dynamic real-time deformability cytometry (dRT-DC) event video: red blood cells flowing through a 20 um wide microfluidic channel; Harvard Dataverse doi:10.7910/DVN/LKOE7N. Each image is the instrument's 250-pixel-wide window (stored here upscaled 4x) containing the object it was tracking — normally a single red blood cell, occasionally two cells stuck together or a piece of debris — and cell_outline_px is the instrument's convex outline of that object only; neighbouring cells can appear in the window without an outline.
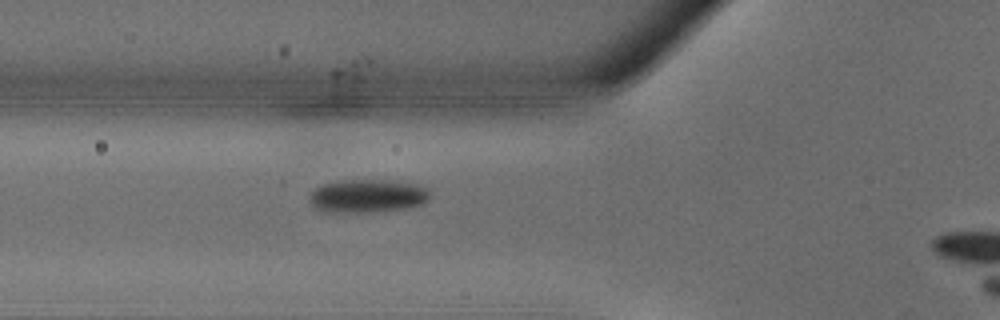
{"species": "common noctule bat (a hibernating species)", "species_latin": "Nyctalus noctula", "temperature_condition": "warm", "stored_images_in_passage": 27, "camera_frame_rate_fps": 3000, "um_per_image_px": 0.085, "animal": {"sex": "male", "body_mass_g": 18.8}, "frame": {"image": 1, "passage_image": 8, "time_ms": 2.333, "image_size_px": [1000, 320], "cell_outline_px": [[428, 200], [424, 204], [408, 208], [372, 212], [324, 212], [312, 208], [308, 200], [308, 196], [316, 188], [324, 184], [344, 180], [384, 180], [420, 184], [428, 188]], "centroid_in_image_um": [31.22, 16.67], "position_along_channel_um": 94.6, "area_um2": 23.64}}
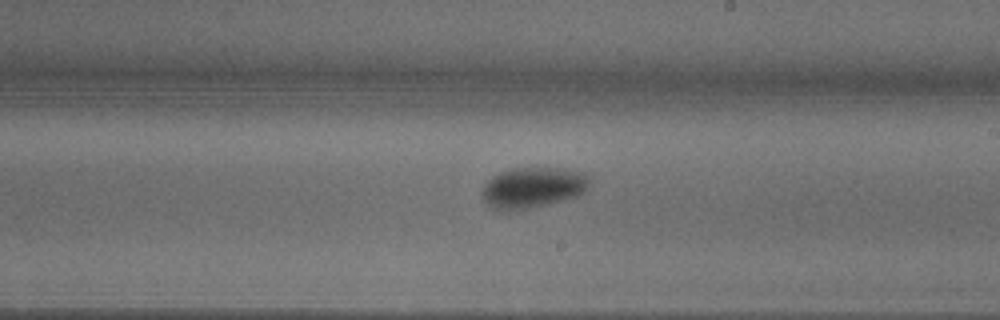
{"frame": {"image": 2, "passage_image": 16, "time_ms": 5.0, "image_size_px": [1000, 320], "cell_outline_px": [[592, 180], [584, 192], [576, 196], [548, 204], [532, 208], [504, 212], [492, 208], [484, 200], [484, 184], [492, 176], [500, 172], [512, 168], [556, 168], [584, 172]], "centroid_in_image_um": [45.3, 15.95], "position_along_channel_um": 243.7, "area_um2": 25.55}}
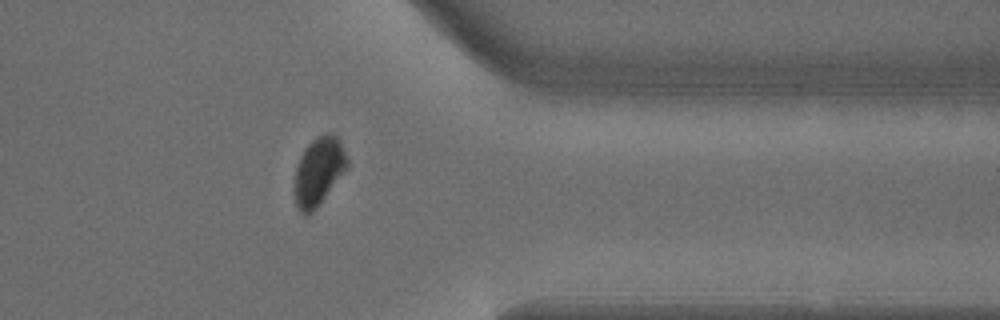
{"frame": {"image": 3, "passage_image": 24, "time_ms": 7.667, "image_size_px": [1000, 320], "cell_outline_px": [[348, 168], [316, 208], [312, 212], [304, 216], [300, 212], [296, 204], [296, 168], [300, 156], [304, 148], [316, 136], [328, 132], [332, 132], [336, 136], [348, 160]], "centroid_in_image_um": [27.1, 14.54], "position_along_channel_um": 384.3, "area_um2": 20.58}}